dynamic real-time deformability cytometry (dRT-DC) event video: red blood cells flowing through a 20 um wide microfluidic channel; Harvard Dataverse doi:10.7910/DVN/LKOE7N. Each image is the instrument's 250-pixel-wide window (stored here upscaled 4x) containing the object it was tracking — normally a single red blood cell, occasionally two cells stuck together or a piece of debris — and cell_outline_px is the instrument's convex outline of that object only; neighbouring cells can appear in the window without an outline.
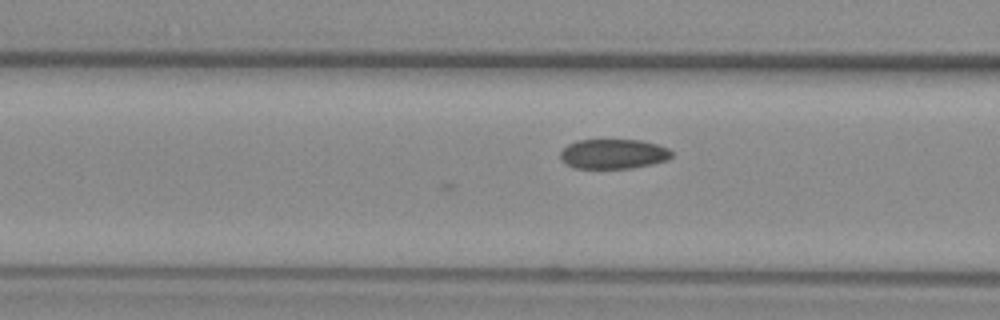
{"species": "common noctule bat (a hibernating species)", "species_latin": "Nyctalus noctula", "temperature_condition": "warm", "stored_images_in_passage": 4, "camera_frame_rate_fps": 3000, "um_per_image_px": 0.085, "animal": {"sex": "female", "body_mass_g": 29.2, "forearm_length_mm": 56.3}, "frame": {"image": 1, "passage_image": 4, "time_ms": 1.0, "image_size_px": [1000, 320], "cell_outline_px": [[672, 156], [668, 160], [652, 164], [632, 168], [576, 168], [560, 160], [560, 152], [568, 144], [576, 140], [640, 140], [656, 144], [668, 148], [672, 152]], "centroid_in_image_um": [52.14, 13.08], "position_along_channel_um": 114.5, "area_um2": 19.31}}